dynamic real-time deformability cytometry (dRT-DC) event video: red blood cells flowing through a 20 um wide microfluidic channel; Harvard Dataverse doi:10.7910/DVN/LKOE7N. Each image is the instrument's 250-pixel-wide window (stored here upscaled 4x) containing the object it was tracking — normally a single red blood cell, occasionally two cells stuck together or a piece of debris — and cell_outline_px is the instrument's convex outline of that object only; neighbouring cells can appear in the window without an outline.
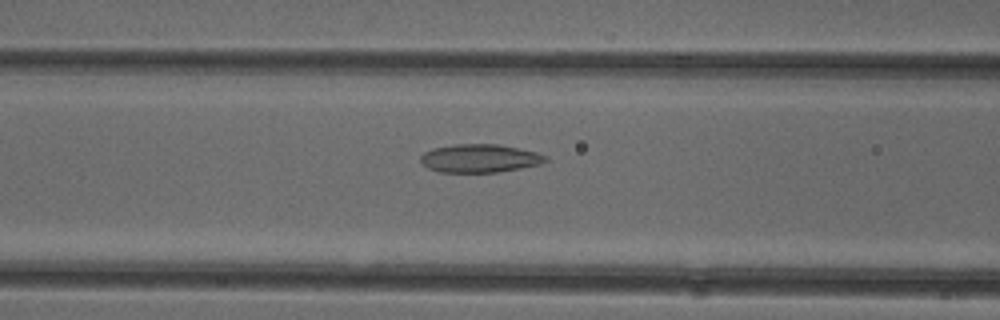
{"species": "common noctule bat (a hibernating species)", "species_latin": "Nyctalus noctula", "temperature_condition": "cold", "stored_images_in_passage": 32, "camera_frame_rate_fps": 3000, "um_per_image_px": 0.085, "animal": {"sex": "female"}, "frame": {"image": 1, "passage_image": 8, "time_ms": 2.333, "image_size_px": [1000, 320], "cell_outline_px": [[548, 160], [540, 164], [520, 168], [496, 172], [440, 172], [428, 168], [420, 160], [420, 156], [424, 152], [432, 148], [456, 144], [496, 144], [536, 152], [548, 156]], "centroid_in_image_um": [40.76, 13.45], "position_along_channel_um": 125.8, "area_um2": 20.46}}
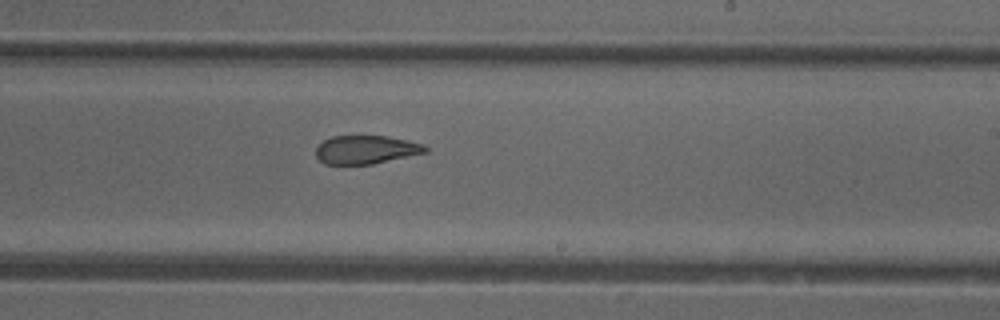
{"frame": {"image": 2, "passage_image": 18, "time_ms": 5.667, "image_size_px": [1000, 320], "cell_outline_px": [[428, 152], [372, 164], [324, 164], [316, 156], [316, 148], [324, 140], [332, 136], [384, 136], [424, 144], [428, 148]], "centroid_in_image_um": [31.1, 12.73], "position_along_channel_um": 257.9, "area_um2": 17.98}}
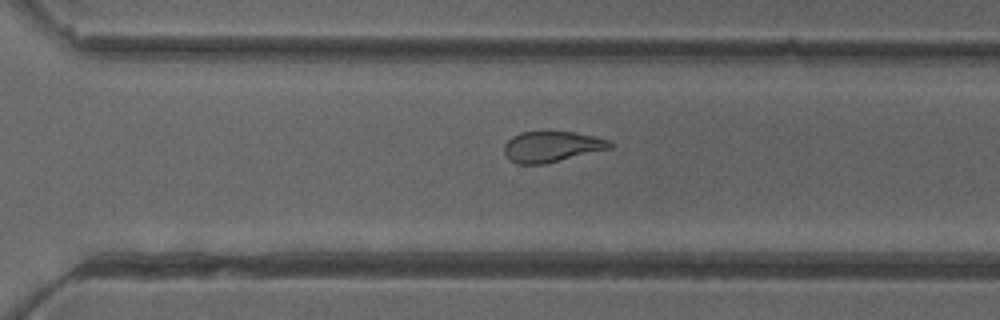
{"frame": {"image": 3, "passage_image": 23, "time_ms": 7.333, "image_size_px": [1000, 320], "cell_outline_px": [[612, 148], [544, 164], [516, 164], [504, 152], [504, 144], [512, 136], [520, 132], [548, 128], [576, 132], [608, 140], [612, 144]], "centroid_in_image_um": [46.87, 12.41], "position_along_channel_um": 323.7, "area_um2": 19.54}, "authors_computed_cell_mechanics": {"area_um2": 20.2011, "velocity_mm_per_s": 3.9618, "shape_relaxation_time_tau1_ms": null, "shape_relaxation_time_tau2_ms": 2.1057, "deformation_change_tau1": null, "deformation_change_tau2": 0.0941}}